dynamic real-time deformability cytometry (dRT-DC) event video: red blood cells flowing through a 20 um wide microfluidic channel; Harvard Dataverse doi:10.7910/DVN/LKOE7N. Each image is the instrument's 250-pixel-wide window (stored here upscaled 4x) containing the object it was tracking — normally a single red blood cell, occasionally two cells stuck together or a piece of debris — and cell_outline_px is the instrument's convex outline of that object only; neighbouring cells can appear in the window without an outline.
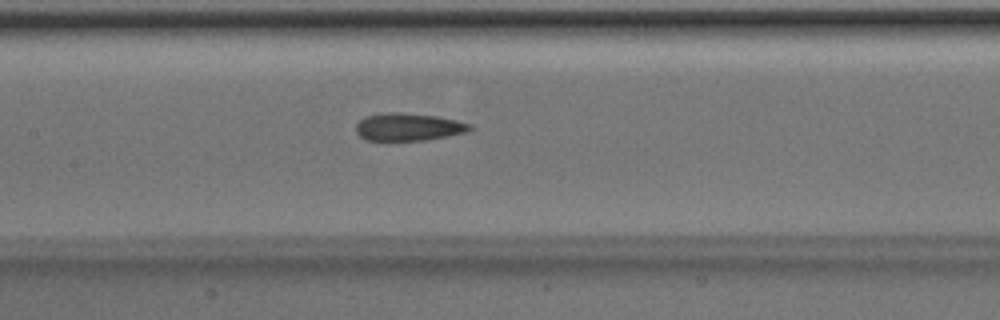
{"species": "Egyptian fruit bat (a non-hibernating species)", "species_latin": "Rousettus aegyptiacus", "temperature_condition": "room temperature", "stored_images_in_passage": 50, "camera_frame_rate_fps": 3000, "um_per_image_px": 0.085, "animal": {"sex": "male"}, "frame": {"image": 1, "passage_image": 24, "time_ms": 7.667, "image_size_px": [1000, 320], "cell_outline_px": [[472, 128], [468, 132], [424, 140], [388, 144], [364, 140], [356, 132], [356, 124], [364, 116], [384, 112], [404, 112], [436, 116], [456, 120], [472, 124]], "centroid_in_image_um": [34.63, 10.83], "position_along_channel_um": 172.8, "area_um2": 19.31}}
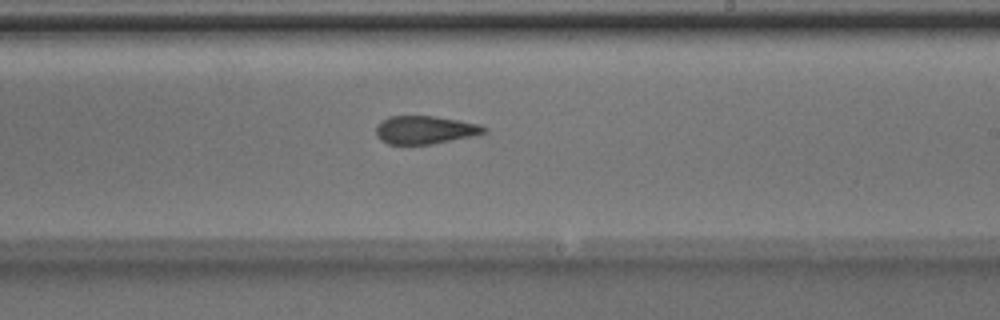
{"frame": {"image": 2, "passage_image": 30, "time_ms": 9.667, "image_size_px": [1000, 320], "cell_outline_px": [[488, 132], [472, 136], [432, 144], [388, 144], [380, 140], [376, 136], [376, 124], [380, 120], [388, 116], [436, 116], [480, 124], [488, 128]], "centroid_in_image_um": [36.11, 11.03], "position_along_channel_um": 252.9, "area_um2": 17.92}}
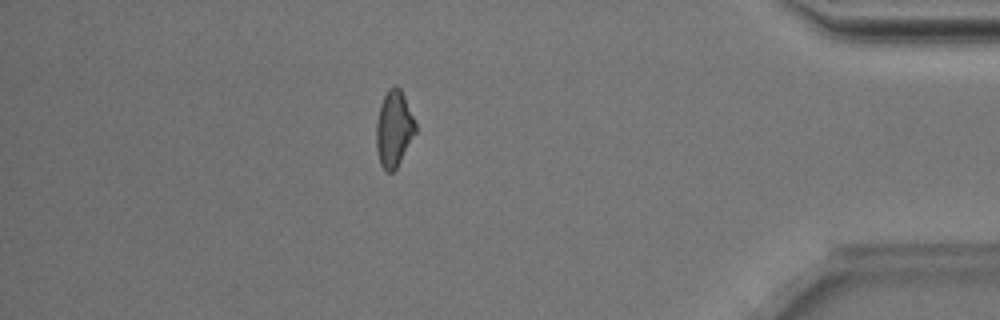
{"frame": {"image": 3, "passage_image": 44, "time_ms": 14.333, "image_size_px": [1000, 320], "cell_outline_px": [[416, 132], [396, 168], [392, 172], [384, 172], [380, 164], [376, 148], [376, 124], [380, 104], [388, 88], [396, 84], [400, 88], [404, 96], [416, 124]], "centroid_in_image_um": [33.46, 10.95], "position_along_channel_um": 401.7, "area_um2": 17.4}, "authors_computed_cell_mechanics": {"area_um2": 18.9006, "velocity_mm_per_s": 4.0349, "shape_relaxation_time_tau1_ms": 8.4062, "shape_relaxation_time_tau2_ms": 3.1137, "deformation_change_tau1": 0.1412, "deformation_change_tau2": 0.1208}}